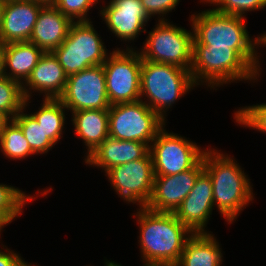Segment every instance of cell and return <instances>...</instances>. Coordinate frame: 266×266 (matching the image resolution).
<instances>
[{
	"label": "cell",
	"instance_id": "cell-1",
	"mask_svg": "<svg viewBox=\"0 0 266 266\" xmlns=\"http://www.w3.org/2000/svg\"><path fill=\"white\" fill-rule=\"evenodd\" d=\"M193 28V44L207 45L208 48L235 49L259 74H261L260 53L264 47L263 34L252 37L246 29V18L207 9L190 15Z\"/></svg>",
	"mask_w": 266,
	"mask_h": 266
},
{
	"label": "cell",
	"instance_id": "cell-2",
	"mask_svg": "<svg viewBox=\"0 0 266 266\" xmlns=\"http://www.w3.org/2000/svg\"><path fill=\"white\" fill-rule=\"evenodd\" d=\"M202 159L204 170L211 177L214 207L232 224L255 199L251 179L233 156L212 147L207 148Z\"/></svg>",
	"mask_w": 266,
	"mask_h": 266
},
{
	"label": "cell",
	"instance_id": "cell-3",
	"mask_svg": "<svg viewBox=\"0 0 266 266\" xmlns=\"http://www.w3.org/2000/svg\"><path fill=\"white\" fill-rule=\"evenodd\" d=\"M133 214L140 230L138 243L142 262L176 266L186 241L193 233L174 213L145 208Z\"/></svg>",
	"mask_w": 266,
	"mask_h": 266
},
{
	"label": "cell",
	"instance_id": "cell-4",
	"mask_svg": "<svg viewBox=\"0 0 266 266\" xmlns=\"http://www.w3.org/2000/svg\"><path fill=\"white\" fill-rule=\"evenodd\" d=\"M190 73L197 87L206 85L210 90L243 80L257 83L261 76L235 49L203 44H193Z\"/></svg>",
	"mask_w": 266,
	"mask_h": 266
},
{
	"label": "cell",
	"instance_id": "cell-5",
	"mask_svg": "<svg viewBox=\"0 0 266 266\" xmlns=\"http://www.w3.org/2000/svg\"><path fill=\"white\" fill-rule=\"evenodd\" d=\"M140 80V100L164 121L173 104L196 87L189 70L148 60H142Z\"/></svg>",
	"mask_w": 266,
	"mask_h": 266
},
{
	"label": "cell",
	"instance_id": "cell-6",
	"mask_svg": "<svg viewBox=\"0 0 266 266\" xmlns=\"http://www.w3.org/2000/svg\"><path fill=\"white\" fill-rule=\"evenodd\" d=\"M92 23L73 22L66 39L53 51L67 76L102 65L110 54Z\"/></svg>",
	"mask_w": 266,
	"mask_h": 266
},
{
	"label": "cell",
	"instance_id": "cell-7",
	"mask_svg": "<svg viewBox=\"0 0 266 266\" xmlns=\"http://www.w3.org/2000/svg\"><path fill=\"white\" fill-rule=\"evenodd\" d=\"M155 28L138 51L142 60L160 62L190 71L193 51V28L186 30L169 20L156 21ZM192 31V32H191Z\"/></svg>",
	"mask_w": 266,
	"mask_h": 266
},
{
	"label": "cell",
	"instance_id": "cell-8",
	"mask_svg": "<svg viewBox=\"0 0 266 266\" xmlns=\"http://www.w3.org/2000/svg\"><path fill=\"white\" fill-rule=\"evenodd\" d=\"M108 112L110 137L143 142L149 147L159 131L167 125L142 100L110 105Z\"/></svg>",
	"mask_w": 266,
	"mask_h": 266
},
{
	"label": "cell",
	"instance_id": "cell-9",
	"mask_svg": "<svg viewBox=\"0 0 266 266\" xmlns=\"http://www.w3.org/2000/svg\"><path fill=\"white\" fill-rule=\"evenodd\" d=\"M142 57L132 45L113 48L103 63L110 105L140 100Z\"/></svg>",
	"mask_w": 266,
	"mask_h": 266
},
{
	"label": "cell",
	"instance_id": "cell-10",
	"mask_svg": "<svg viewBox=\"0 0 266 266\" xmlns=\"http://www.w3.org/2000/svg\"><path fill=\"white\" fill-rule=\"evenodd\" d=\"M206 149L196 142L166 131H159L150 145L154 176L174 175L195 167L203 158Z\"/></svg>",
	"mask_w": 266,
	"mask_h": 266
},
{
	"label": "cell",
	"instance_id": "cell-11",
	"mask_svg": "<svg viewBox=\"0 0 266 266\" xmlns=\"http://www.w3.org/2000/svg\"><path fill=\"white\" fill-rule=\"evenodd\" d=\"M105 176L108 177L111 187L120 198L129 204L136 203L139 205L138 210L146 208L154 183L150 151L141 159L112 167Z\"/></svg>",
	"mask_w": 266,
	"mask_h": 266
},
{
	"label": "cell",
	"instance_id": "cell-12",
	"mask_svg": "<svg viewBox=\"0 0 266 266\" xmlns=\"http://www.w3.org/2000/svg\"><path fill=\"white\" fill-rule=\"evenodd\" d=\"M68 112L80 110H108L103 64L84 69L67 78L65 90L58 98Z\"/></svg>",
	"mask_w": 266,
	"mask_h": 266
},
{
	"label": "cell",
	"instance_id": "cell-13",
	"mask_svg": "<svg viewBox=\"0 0 266 266\" xmlns=\"http://www.w3.org/2000/svg\"><path fill=\"white\" fill-rule=\"evenodd\" d=\"M101 8L100 16L108 30L121 42L134 41L146 33V25L151 19L143 8L141 0H110Z\"/></svg>",
	"mask_w": 266,
	"mask_h": 266
},
{
	"label": "cell",
	"instance_id": "cell-14",
	"mask_svg": "<svg viewBox=\"0 0 266 266\" xmlns=\"http://www.w3.org/2000/svg\"><path fill=\"white\" fill-rule=\"evenodd\" d=\"M203 170L202 159L195 167L184 172L154 176L153 192L146 208L155 212L174 213L190 193Z\"/></svg>",
	"mask_w": 266,
	"mask_h": 266
},
{
	"label": "cell",
	"instance_id": "cell-15",
	"mask_svg": "<svg viewBox=\"0 0 266 266\" xmlns=\"http://www.w3.org/2000/svg\"><path fill=\"white\" fill-rule=\"evenodd\" d=\"M214 210L213 187L209 174L203 170L187 197L174 212L177 219L192 233H209L207 223Z\"/></svg>",
	"mask_w": 266,
	"mask_h": 266
},
{
	"label": "cell",
	"instance_id": "cell-16",
	"mask_svg": "<svg viewBox=\"0 0 266 266\" xmlns=\"http://www.w3.org/2000/svg\"><path fill=\"white\" fill-rule=\"evenodd\" d=\"M43 2L12 0L5 3L0 43L29 42Z\"/></svg>",
	"mask_w": 266,
	"mask_h": 266
},
{
	"label": "cell",
	"instance_id": "cell-17",
	"mask_svg": "<svg viewBox=\"0 0 266 266\" xmlns=\"http://www.w3.org/2000/svg\"><path fill=\"white\" fill-rule=\"evenodd\" d=\"M67 78L54 53L45 52L22 85L24 97L31 99L33 93L37 92L43 94L42 99H58L65 90Z\"/></svg>",
	"mask_w": 266,
	"mask_h": 266
},
{
	"label": "cell",
	"instance_id": "cell-18",
	"mask_svg": "<svg viewBox=\"0 0 266 266\" xmlns=\"http://www.w3.org/2000/svg\"><path fill=\"white\" fill-rule=\"evenodd\" d=\"M150 147L138 141L118 140L108 136L84 161L86 166L98 167L106 173L116 165L143 158Z\"/></svg>",
	"mask_w": 266,
	"mask_h": 266
},
{
	"label": "cell",
	"instance_id": "cell-19",
	"mask_svg": "<svg viewBox=\"0 0 266 266\" xmlns=\"http://www.w3.org/2000/svg\"><path fill=\"white\" fill-rule=\"evenodd\" d=\"M72 23L51 3L45 4L40 10L29 42L44 52H53L66 39Z\"/></svg>",
	"mask_w": 266,
	"mask_h": 266
},
{
	"label": "cell",
	"instance_id": "cell-20",
	"mask_svg": "<svg viewBox=\"0 0 266 266\" xmlns=\"http://www.w3.org/2000/svg\"><path fill=\"white\" fill-rule=\"evenodd\" d=\"M75 135L86 146L84 160L109 136L108 110H80L71 112Z\"/></svg>",
	"mask_w": 266,
	"mask_h": 266
},
{
	"label": "cell",
	"instance_id": "cell-21",
	"mask_svg": "<svg viewBox=\"0 0 266 266\" xmlns=\"http://www.w3.org/2000/svg\"><path fill=\"white\" fill-rule=\"evenodd\" d=\"M4 73L9 79L23 85L39 59L45 53L30 42H13L3 45Z\"/></svg>",
	"mask_w": 266,
	"mask_h": 266
},
{
	"label": "cell",
	"instance_id": "cell-22",
	"mask_svg": "<svg viewBox=\"0 0 266 266\" xmlns=\"http://www.w3.org/2000/svg\"><path fill=\"white\" fill-rule=\"evenodd\" d=\"M212 233H193L176 266H222L223 251Z\"/></svg>",
	"mask_w": 266,
	"mask_h": 266
},
{
	"label": "cell",
	"instance_id": "cell-23",
	"mask_svg": "<svg viewBox=\"0 0 266 266\" xmlns=\"http://www.w3.org/2000/svg\"><path fill=\"white\" fill-rule=\"evenodd\" d=\"M37 112L31 115L41 125L48 137L54 144L63 138L65 120L68 109L59 99H43Z\"/></svg>",
	"mask_w": 266,
	"mask_h": 266
},
{
	"label": "cell",
	"instance_id": "cell-24",
	"mask_svg": "<svg viewBox=\"0 0 266 266\" xmlns=\"http://www.w3.org/2000/svg\"><path fill=\"white\" fill-rule=\"evenodd\" d=\"M38 195L26 194L22 189L0 183V227L3 229L12 221L20 217L23 208L36 199ZM26 204V205H25Z\"/></svg>",
	"mask_w": 266,
	"mask_h": 266
},
{
	"label": "cell",
	"instance_id": "cell-25",
	"mask_svg": "<svg viewBox=\"0 0 266 266\" xmlns=\"http://www.w3.org/2000/svg\"><path fill=\"white\" fill-rule=\"evenodd\" d=\"M31 103L30 99H25L24 108L13 118V120L20 126L24 137L34 154H46L52 150L55 144L46 137V133L41 125L34 117L26 112V107Z\"/></svg>",
	"mask_w": 266,
	"mask_h": 266
},
{
	"label": "cell",
	"instance_id": "cell-26",
	"mask_svg": "<svg viewBox=\"0 0 266 266\" xmlns=\"http://www.w3.org/2000/svg\"><path fill=\"white\" fill-rule=\"evenodd\" d=\"M0 149L5 157L10 158V160L13 159V161H21L35 155L24 137L20 126L13 119H10L4 127L0 138Z\"/></svg>",
	"mask_w": 266,
	"mask_h": 266
},
{
	"label": "cell",
	"instance_id": "cell-27",
	"mask_svg": "<svg viewBox=\"0 0 266 266\" xmlns=\"http://www.w3.org/2000/svg\"><path fill=\"white\" fill-rule=\"evenodd\" d=\"M22 85L7 76L0 77V112L13 119L24 108Z\"/></svg>",
	"mask_w": 266,
	"mask_h": 266
},
{
	"label": "cell",
	"instance_id": "cell-28",
	"mask_svg": "<svg viewBox=\"0 0 266 266\" xmlns=\"http://www.w3.org/2000/svg\"><path fill=\"white\" fill-rule=\"evenodd\" d=\"M235 123L266 134V103L239 107L234 112Z\"/></svg>",
	"mask_w": 266,
	"mask_h": 266
},
{
	"label": "cell",
	"instance_id": "cell-29",
	"mask_svg": "<svg viewBox=\"0 0 266 266\" xmlns=\"http://www.w3.org/2000/svg\"><path fill=\"white\" fill-rule=\"evenodd\" d=\"M201 2L210 4L218 12L242 17L249 11H261L266 7V0H200Z\"/></svg>",
	"mask_w": 266,
	"mask_h": 266
},
{
	"label": "cell",
	"instance_id": "cell-30",
	"mask_svg": "<svg viewBox=\"0 0 266 266\" xmlns=\"http://www.w3.org/2000/svg\"><path fill=\"white\" fill-rule=\"evenodd\" d=\"M98 2L99 0H51V4L73 22L91 21L88 17L89 10Z\"/></svg>",
	"mask_w": 266,
	"mask_h": 266
},
{
	"label": "cell",
	"instance_id": "cell-31",
	"mask_svg": "<svg viewBox=\"0 0 266 266\" xmlns=\"http://www.w3.org/2000/svg\"><path fill=\"white\" fill-rule=\"evenodd\" d=\"M179 1L180 0H141L143 8L148 16L152 19V17L157 15L158 21L168 20L166 19V15L172 12L173 9H176V6L180 3Z\"/></svg>",
	"mask_w": 266,
	"mask_h": 266
},
{
	"label": "cell",
	"instance_id": "cell-32",
	"mask_svg": "<svg viewBox=\"0 0 266 266\" xmlns=\"http://www.w3.org/2000/svg\"><path fill=\"white\" fill-rule=\"evenodd\" d=\"M1 246L3 248L0 249V266H25L27 264V261L20 256L21 254L3 246V243Z\"/></svg>",
	"mask_w": 266,
	"mask_h": 266
},
{
	"label": "cell",
	"instance_id": "cell-33",
	"mask_svg": "<svg viewBox=\"0 0 266 266\" xmlns=\"http://www.w3.org/2000/svg\"><path fill=\"white\" fill-rule=\"evenodd\" d=\"M9 121H10V118L0 112V138H1L2 132L4 131V127Z\"/></svg>",
	"mask_w": 266,
	"mask_h": 266
},
{
	"label": "cell",
	"instance_id": "cell-34",
	"mask_svg": "<svg viewBox=\"0 0 266 266\" xmlns=\"http://www.w3.org/2000/svg\"><path fill=\"white\" fill-rule=\"evenodd\" d=\"M4 50L3 44L0 43V77L4 76Z\"/></svg>",
	"mask_w": 266,
	"mask_h": 266
},
{
	"label": "cell",
	"instance_id": "cell-35",
	"mask_svg": "<svg viewBox=\"0 0 266 266\" xmlns=\"http://www.w3.org/2000/svg\"><path fill=\"white\" fill-rule=\"evenodd\" d=\"M5 3L0 1V30L2 27V19H3V13H4Z\"/></svg>",
	"mask_w": 266,
	"mask_h": 266
},
{
	"label": "cell",
	"instance_id": "cell-36",
	"mask_svg": "<svg viewBox=\"0 0 266 266\" xmlns=\"http://www.w3.org/2000/svg\"><path fill=\"white\" fill-rule=\"evenodd\" d=\"M104 266H122L120 263H117L115 261L105 260Z\"/></svg>",
	"mask_w": 266,
	"mask_h": 266
},
{
	"label": "cell",
	"instance_id": "cell-37",
	"mask_svg": "<svg viewBox=\"0 0 266 266\" xmlns=\"http://www.w3.org/2000/svg\"><path fill=\"white\" fill-rule=\"evenodd\" d=\"M142 266H173L170 264H158V263H143Z\"/></svg>",
	"mask_w": 266,
	"mask_h": 266
},
{
	"label": "cell",
	"instance_id": "cell-38",
	"mask_svg": "<svg viewBox=\"0 0 266 266\" xmlns=\"http://www.w3.org/2000/svg\"><path fill=\"white\" fill-rule=\"evenodd\" d=\"M35 1L43 2L45 4H50L51 3V0H35Z\"/></svg>",
	"mask_w": 266,
	"mask_h": 266
},
{
	"label": "cell",
	"instance_id": "cell-39",
	"mask_svg": "<svg viewBox=\"0 0 266 266\" xmlns=\"http://www.w3.org/2000/svg\"><path fill=\"white\" fill-rule=\"evenodd\" d=\"M263 39H264V47H266V32H263Z\"/></svg>",
	"mask_w": 266,
	"mask_h": 266
},
{
	"label": "cell",
	"instance_id": "cell-40",
	"mask_svg": "<svg viewBox=\"0 0 266 266\" xmlns=\"http://www.w3.org/2000/svg\"><path fill=\"white\" fill-rule=\"evenodd\" d=\"M25 266H37V265H34V264L32 265V263L27 262V264Z\"/></svg>",
	"mask_w": 266,
	"mask_h": 266
},
{
	"label": "cell",
	"instance_id": "cell-41",
	"mask_svg": "<svg viewBox=\"0 0 266 266\" xmlns=\"http://www.w3.org/2000/svg\"><path fill=\"white\" fill-rule=\"evenodd\" d=\"M0 1L7 3V2L12 1V0H0Z\"/></svg>",
	"mask_w": 266,
	"mask_h": 266
}]
</instances>
